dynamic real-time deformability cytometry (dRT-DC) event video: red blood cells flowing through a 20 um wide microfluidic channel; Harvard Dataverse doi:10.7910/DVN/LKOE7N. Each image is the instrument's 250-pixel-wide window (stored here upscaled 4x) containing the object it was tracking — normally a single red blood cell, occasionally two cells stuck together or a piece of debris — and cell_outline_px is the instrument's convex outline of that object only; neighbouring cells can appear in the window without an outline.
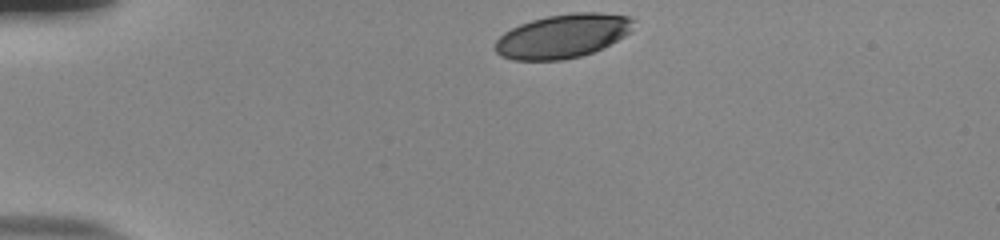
{"species": "human", "species_latin": "Homo sapiens", "temperature_condition": "room temperature", "stored_images_in_passage": 36, "camera_frame_rate_fps": 3000, "um_per_image_px": 0.085, "donor": {"sex": "male"}, "frame": {"image": 1, "passage_image": 1, "time_ms": 0.0, "image_size_px": [1000, 240], "cell_outline_px": [[636, 20], [628, 32], [624, 36], [592, 52], [580, 56], [564, 60], [512, 60], [500, 56], [496, 52], [496, 40], [504, 32], [520, 24], [532, 20], [548, 16], [572, 12], [600, 12], [628, 16]], "centroid_in_image_um": [47.81, 3.06], "position_along_channel_um": 37.2, "area_um2": 35.14}}
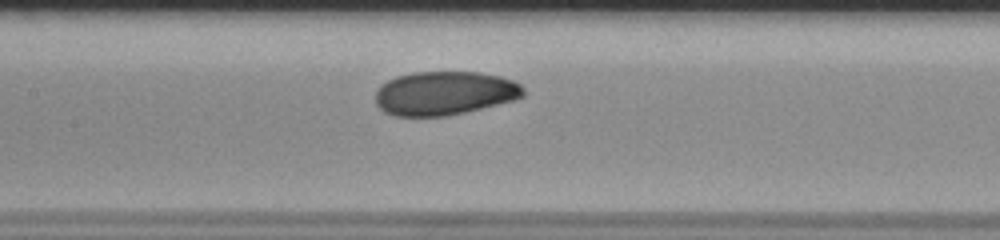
{"frame": {"image": 2, "passage_image": 16, "time_ms": 5.0, "image_size_px": [1000, 240], "cell_outline_px": [[524, 96], [516, 100], [464, 112], [444, 116], [396, 116], [384, 112], [376, 104], [376, 92], [380, 84], [396, 76], [412, 72], [480, 72], [500, 76], [512, 80], [520, 84], [524, 88]], "centroid_in_image_um": [37.78, 7.91], "position_along_channel_um": 169.6, "area_um2": 37.92}}
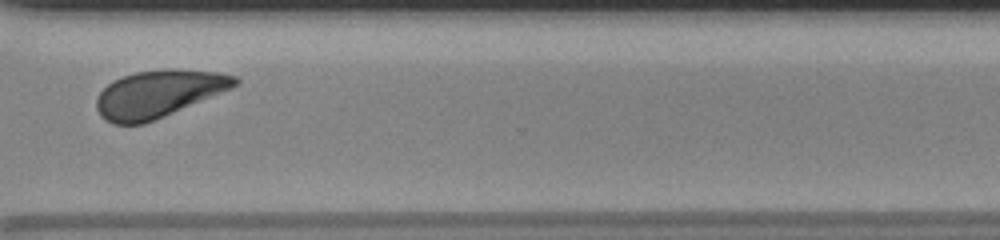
{"frame": {"image": 3, "passage_image": 31, "time_ms": 10.0, "image_size_px": [1000, 240], "cell_outline_px": [[240, 80], [232, 88], [156, 120], [144, 124], [112, 124], [104, 120], [100, 116], [96, 108], [96, 100], [100, 92], [108, 84], [124, 76], [136, 72], [168, 68], [176, 68], [216, 72], [236, 76]], "centroid_in_image_um": [13.46, 7.98], "position_along_channel_um": 357.1, "area_um2": 38.09}, "authors_computed_cell_mechanics": {"area_um2": 38.0613, "velocity_mm_per_s": 3.756, "shape_relaxation_time_tau1_ms": 2.8366, "shape_relaxation_time_tau2_ms": null, "deformation_change_tau1": 0.1082, "deformation_change_tau2": null}}